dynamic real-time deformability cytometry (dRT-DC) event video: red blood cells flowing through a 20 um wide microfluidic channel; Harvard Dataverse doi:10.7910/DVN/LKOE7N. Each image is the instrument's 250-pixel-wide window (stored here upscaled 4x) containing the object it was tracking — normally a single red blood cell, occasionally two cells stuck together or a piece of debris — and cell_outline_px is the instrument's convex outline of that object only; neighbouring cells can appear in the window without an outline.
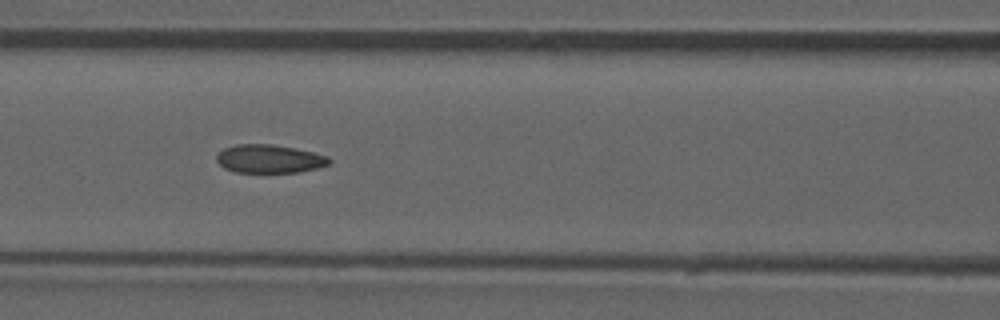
{"species": "common noctule bat (a hibernating species)", "species_latin": "Nyctalus noctula", "temperature_condition": "room temperature", "stored_images_in_passage": 50, "camera_frame_rate_fps": 3000, "um_per_image_px": 0.085, "animal": {"sex": "male", "forearm_length_mm": 52.5}, "frame": {"image": 1, "passage_image": 22, "time_ms": 7.0, "image_size_px": [1000, 320], "cell_outline_px": [[332, 160], [328, 164], [316, 168], [300, 172], [236, 172], [224, 168], [216, 160], [216, 156], [224, 148], [236, 144], [272, 144], [296, 148], [328, 156]], "centroid_in_image_um": [22.89, 13.49], "position_along_channel_um": 143.7, "area_um2": 18.55}}